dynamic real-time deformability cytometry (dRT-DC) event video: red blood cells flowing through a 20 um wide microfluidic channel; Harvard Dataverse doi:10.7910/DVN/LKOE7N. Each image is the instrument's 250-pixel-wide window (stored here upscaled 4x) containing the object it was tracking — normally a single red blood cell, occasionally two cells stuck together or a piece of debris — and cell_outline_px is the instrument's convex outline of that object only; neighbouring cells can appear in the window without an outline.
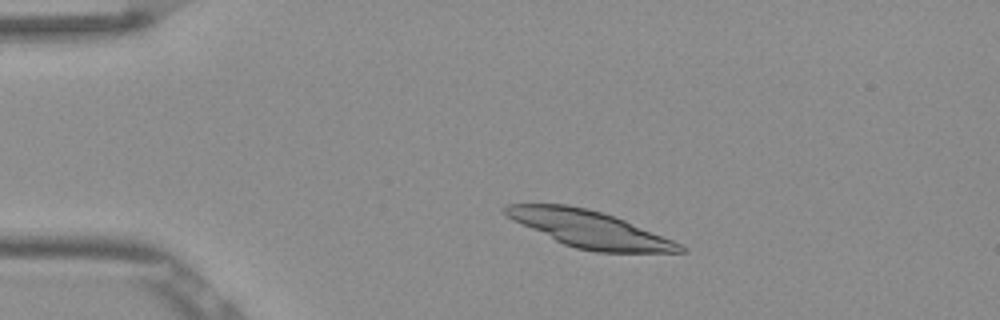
{"species": "Egyptian fruit bat (a non-hibernating species)", "species_latin": "Rousettus aegyptiacus", "temperature_condition": "room temperature", "stored_images_in_passage": 51, "camera_frame_rate_fps": 3000, "um_per_image_px": 0.085, "frame": {"image": 1, "passage_image": 9, "time_ms": 2.667, "image_size_px": [1000, 320], "cell_outline_px": [[688, 252], [596, 252], [576, 248], [564, 244], [512, 220], [504, 212], [504, 208], [508, 204], [568, 204], [588, 208], [624, 220], [672, 240], [688, 248]], "centroid_in_image_um": [50.11, 19.48], "position_along_channel_um": 34.9, "area_um2": 36.82}}